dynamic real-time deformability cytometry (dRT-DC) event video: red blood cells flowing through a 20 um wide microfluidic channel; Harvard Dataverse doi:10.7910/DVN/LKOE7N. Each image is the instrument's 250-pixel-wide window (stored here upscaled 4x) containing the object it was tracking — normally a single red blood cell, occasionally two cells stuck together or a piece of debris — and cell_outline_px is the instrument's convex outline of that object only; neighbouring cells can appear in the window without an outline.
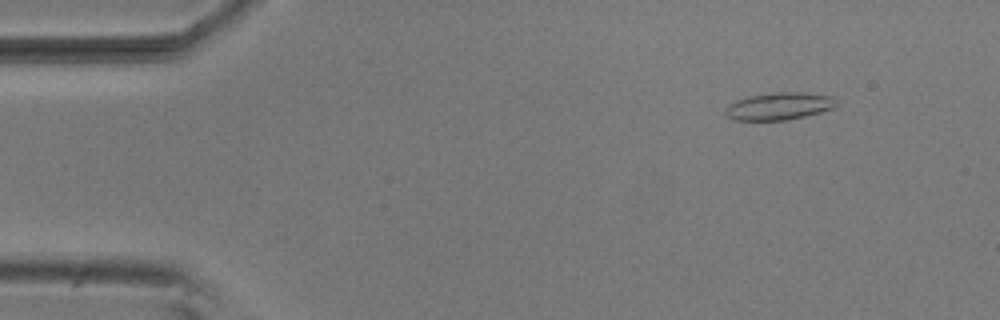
{"species": "common noctule bat (a hibernating species)", "species_latin": "Nyctalus noctula", "temperature_condition": "room temperature", "stored_images_in_passage": 4, "camera_frame_rate_fps": 3000, "um_per_image_px": 0.085, "animal": {"sex": "male", "body_mass_g": 20.5, "forearm_length_mm": 52.5}, "frame": {"image": 1, "passage_image": 2, "time_ms": 0.333, "image_size_px": [1000, 320], "cell_outline_px": [[836, 104], [832, 108], [820, 112], [788, 120], [732, 120], [724, 112], [728, 104], [736, 100], [748, 96], [776, 92], [800, 92], [832, 96], [836, 100]], "centroid_in_image_um": [66.19, 9.02], "position_along_channel_um": 18.8, "area_um2": 17.63}}
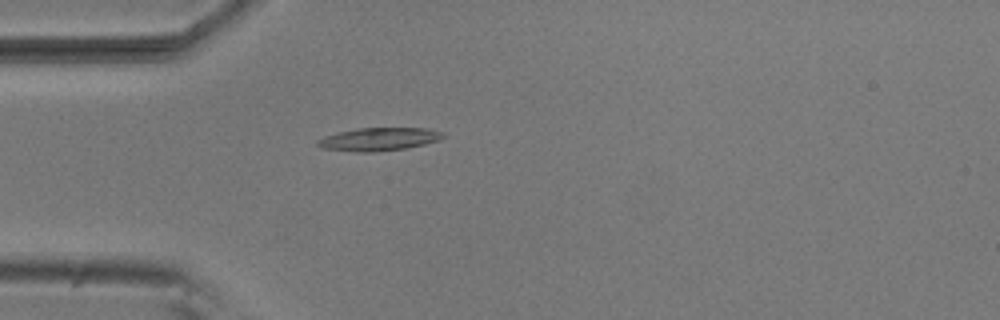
{"frame": {"image": 2, "passage_image": 4, "time_ms": 1.0, "image_size_px": [1000, 320], "cell_outline_px": [[448, 136], [440, 140], [408, 148], [376, 152], [356, 152], [324, 148], [316, 144], [316, 140], [324, 136], [356, 128], [428, 128], [444, 132]], "centroid_in_image_um": [32.27, 11.83], "position_along_channel_um": 52.7, "area_um2": 17.05}}